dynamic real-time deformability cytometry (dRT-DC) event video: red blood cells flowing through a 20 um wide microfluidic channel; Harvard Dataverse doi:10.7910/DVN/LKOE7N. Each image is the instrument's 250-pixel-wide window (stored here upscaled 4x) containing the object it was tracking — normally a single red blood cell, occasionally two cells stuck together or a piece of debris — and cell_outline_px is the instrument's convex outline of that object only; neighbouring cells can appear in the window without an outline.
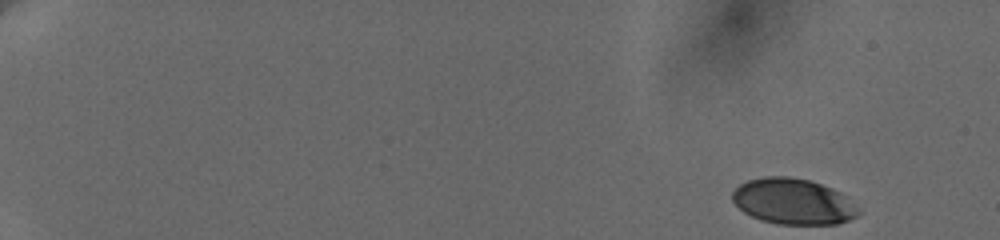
{"species": "human", "species_latin": "Homo sapiens", "temperature_condition": "cold", "stored_images_in_passage": 24, "camera_frame_rate_fps": 3000, "um_per_image_px": 0.085, "donor": {"sex": "female"}, "frame": {"image": 1, "passage_image": 1, "time_ms": 0.0, "image_size_px": [1000, 240], "cell_outline_px": [[860, 212], [856, 216], [848, 220], [836, 224], [776, 224], [760, 220], [744, 212], [732, 200], [732, 192], [740, 184], [748, 180], [764, 176], [788, 176], [808, 180], [832, 188], [848, 196], [860, 208]], "centroid_in_image_um": [67.44, 17.12], "position_along_channel_um": 17.6, "area_um2": 33.81}}
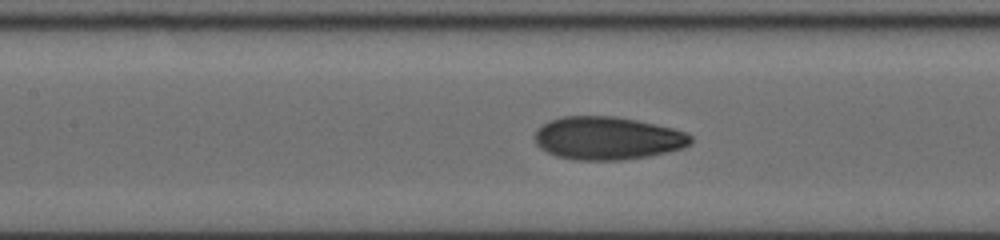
{"frame": {"image": 2, "passage_image": 14, "time_ms": 8.667, "image_size_px": [1000, 240], "cell_outline_px": [[692, 140], [684, 148], [648, 156], [624, 160], [576, 160], [556, 156], [540, 148], [536, 144], [536, 132], [544, 124], [552, 120], [564, 116], [616, 116], [636, 120], [672, 128], [688, 132], [692, 136]], "centroid_in_image_um": [51.66, 11.75], "position_along_channel_um": 155.7, "area_um2": 38.9}}
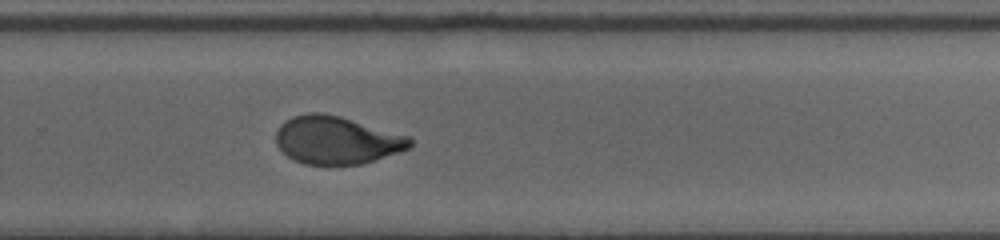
{"frame": {"image": 3, "passage_image": 24, "time_ms": 12.667, "image_size_px": [1000, 240], "cell_outline_px": [[412, 144], [408, 148], [400, 152], [360, 164], [304, 164], [288, 156], [276, 144], [276, 132], [280, 124], [284, 120], [292, 116], [308, 112], [324, 112], [340, 116], [408, 136], [412, 140]], "centroid_in_image_um": [28.58, 11.89], "position_along_channel_um": 301.2, "area_um2": 37.17}}